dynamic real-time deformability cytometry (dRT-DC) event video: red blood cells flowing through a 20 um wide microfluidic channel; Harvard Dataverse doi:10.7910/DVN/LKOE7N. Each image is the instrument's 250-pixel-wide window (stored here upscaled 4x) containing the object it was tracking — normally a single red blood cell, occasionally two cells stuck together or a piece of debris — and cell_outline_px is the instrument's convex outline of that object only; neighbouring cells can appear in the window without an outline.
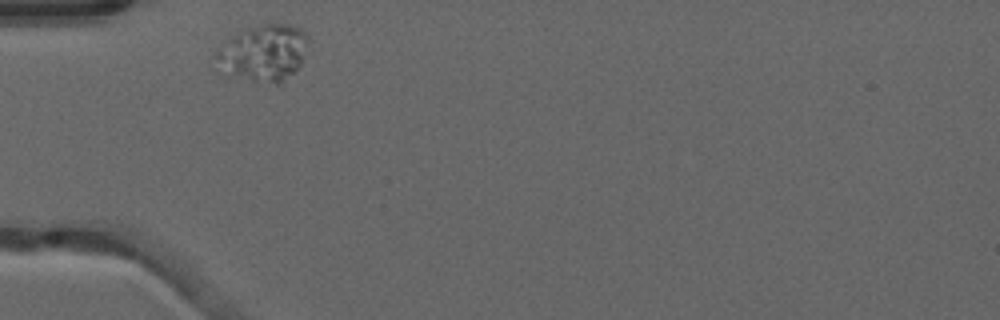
{"species": "common noctule bat (a hibernating species)", "species_latin": "Nyctalus noctula", "temperature_condition": "warm", "stored_images_in_passage": 28, "camera_frame_rate_fps": 3000, "um_per_image_px": 0.085, "animal": {"sex": "male", "forearm_length_mm": 52.5}, "frame": {"image": 1, "passage_image": 1, "time_ms": 0.0, "image_size_px": [1000, 320], "cell_outline_px": [[308, 44], [300, 64], [280, 88], [228, 76], [228, 72], [232, 36], [240, 32], [264, 24], [288, 24], [300, 28], [308, 32]], "centroid_in_image_um": [22.73, 4.55], "position_along_channel_um": 62.3, "area_um2": 28.38}}
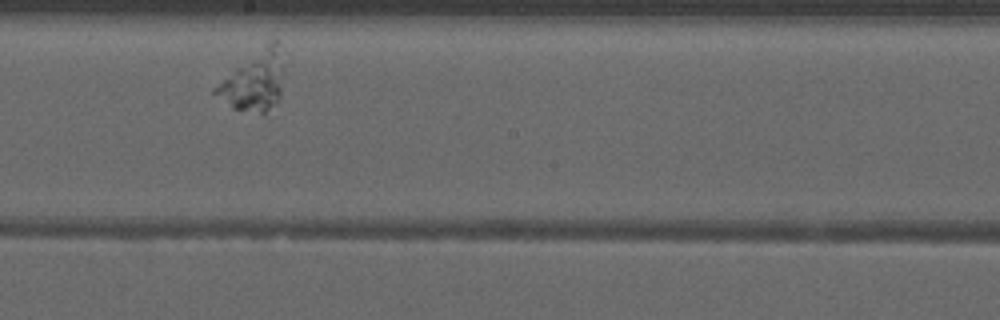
{"frame": {"image": 2, "passage_image": 15, "time_ms": 4.667, "image_size_px": [1000, 320], "cell_outline_px": [[284, 76], [280, 96], [276, 104], [264, 116], [232, 108], [212, 92], [212, 88], [216, 84], [272, 36], [276, 36], [280, 40], [284, 72]], "centroid_in_image_um": [21.66, 6.84], "position_along_channel_um": 226.5, "area_um2": 24.74}}
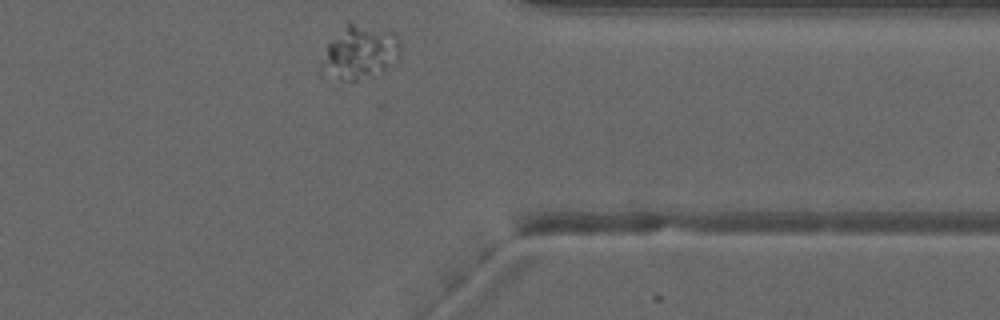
{"frame": {"image": 3, "passage_image": 28, "time_ms": 9.0, "image_size_px": [1000, 320], "cell_outline_px": [[400, 56], [388, 68], [356, 80], [344, 80], [320, 76], [320, 64], [328, 44], [348, 20], [392, 32], [400, 40]], "centroid_in_image_um": [30.54, 4.44], "position_along_channel_um": 380.9, "area_um2": 24.85}}